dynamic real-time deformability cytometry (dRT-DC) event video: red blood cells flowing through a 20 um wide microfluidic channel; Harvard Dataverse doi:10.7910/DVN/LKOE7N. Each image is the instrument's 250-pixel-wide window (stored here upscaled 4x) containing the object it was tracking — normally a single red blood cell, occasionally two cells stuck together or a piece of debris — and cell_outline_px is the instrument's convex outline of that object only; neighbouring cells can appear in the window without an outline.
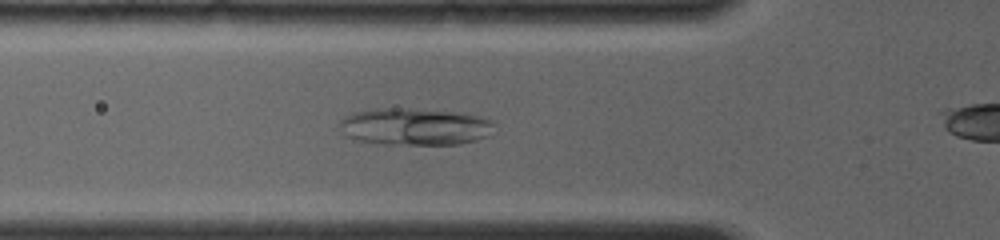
{"species": "common noctule bat (a hibernating species)", "species_latin": "Nyctalus noctula", "temperature_condition": "room temperature", "stored_images_in_passage": 25, "camera_frame_rate_fps": 4000, "um_per_image_px": 0.085, "animal": {"sex": "female", "body_mass_g": 19.0, "forearm_length_mm": 56.7}, "frame": {"image": 1, "passage_image": 10, "time_ms": 4.5, "image_size_px": [1000, 240], "cell_outline_px": [[492, 124], [484, 136], [476, 140], [460, 144], [376, 144], [356, 140], [340, 132], [340, 120], [344, 116], [352, 112], [376, 108], [404, 108], [452, 112], [476, 116], [492, 120]], "centroid_in_image_um": [35.12, 10.77], "position_along_channel_um": 90.7, "area_um2": 33.06}}
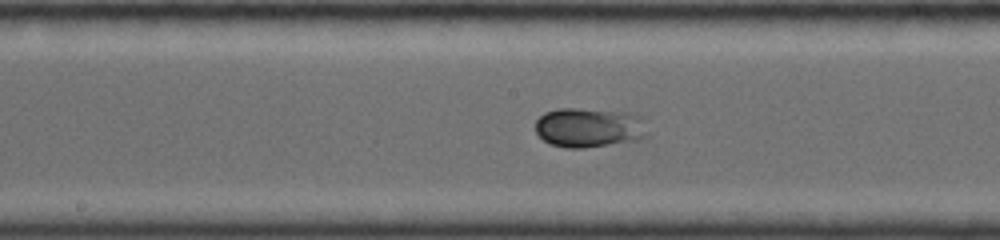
{"frame": {"image": 2, "passage_image": 17, "time_ms": 7.25, "image_size_px": [1000, 240], "cell_outline_px": [[648, 136], [640, 140], [584, 148], [568, 148], [552, 144], [544, 140], [536, 132], [536, 120], [544, 112], [556, 108], [576, 108], [624, 112], [640, 116]], "centroid_in_image_um": [50.06, 10.84], "position_along_channel_um": 198.1, "area_um2": 25.84}}
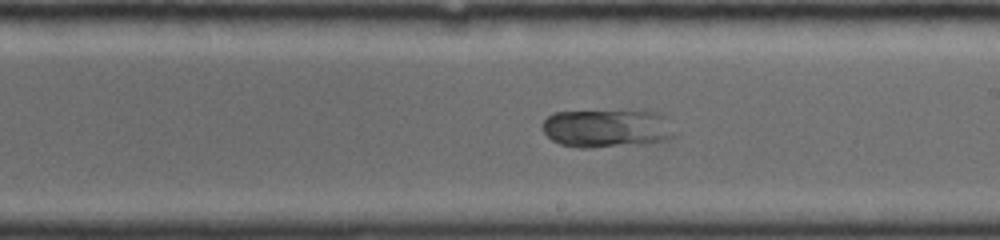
{"frame": {"image": 3, "passage_image": 20, "time_ms": 8.25, "image_size_px": [1000, 240], "cell_outline_px": [[676, 132], [668, 140], [588, 148], [580, 148], [560, 144], [552, 140], [544, 132], [540, 124], [552, 112], [664, 112], [668, 116]], "centroid_in_image_um": [51.6, 10.9], "position_along_channel_um": 237.4, "area_um2": 29.19}}